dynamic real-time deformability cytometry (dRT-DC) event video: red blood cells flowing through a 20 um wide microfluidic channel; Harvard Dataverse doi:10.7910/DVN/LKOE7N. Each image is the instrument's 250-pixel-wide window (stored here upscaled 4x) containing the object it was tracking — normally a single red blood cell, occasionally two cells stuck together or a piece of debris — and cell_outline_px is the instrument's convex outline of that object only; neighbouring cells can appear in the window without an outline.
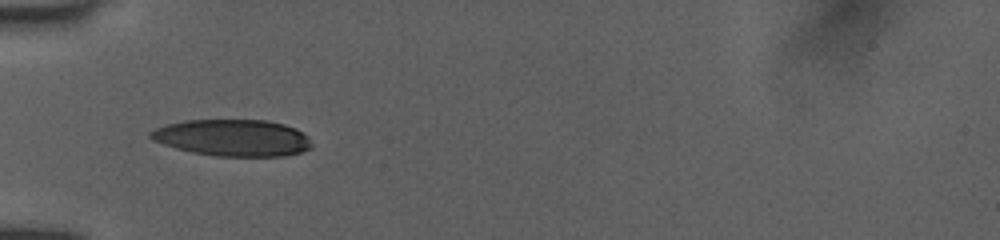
{"species": "human", "species_latin": "Homo sapiens", "temperature_condition": "room temperature", "stored_images_in_passage": 11, "camera_frame_rate_fps": 3000, "um_per_image_px": 0.085, "donor": {"sex": "female"}, "frame": {"image": 1, "passage_image": 1, "time_ms": 0.0, "image_size_px": [1000, 240], "cell_outline_px": [[312, 148], [300, 152], [284, 156], [216, 156], [192, 152], [176, 148], [152, 140], [148, 136], [148, 132], [156, 128], [168, 124], [184, 120], [268, 120], [284, 124], [296, 128], [308, 136], [312, 144]], "centroid_in_image_um": [19.79, 11.71], "position_along_channel_um": 65.2, "area_um2": 34.56}}
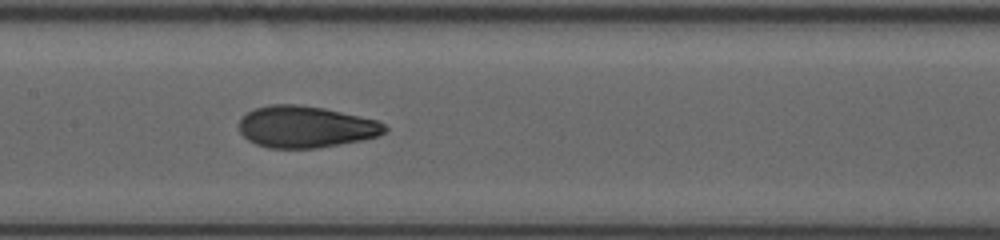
{"frame": {"image": 2, "passage_image": 7, "time_ms": 3.0, "image_size_px": [1000, 240], "cell_outline_px": [[388, 128], [384, 132], [376, 136], [360, 140], [340, 144], [316, 148], [268, 148], [256, 144], [248, 140], [240, 132], [240, 120], [248, 112], [256, 108], [272, 104], [296, 104], [324, 108], [376, 120], [384, 124]], "centroid_in_image_um": [25.96, 10.78], "position_along_channel_um": 181.4, "area_um2": 35.03}}
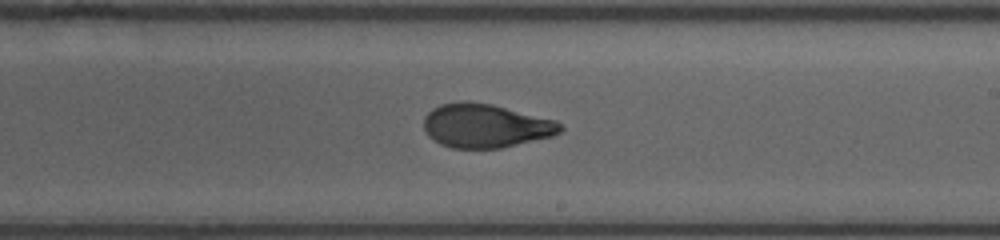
{"frame": {"image": 3, "passage_image": 10, "time_ms": 4.667, "image_size_px": [1000, 240], "cell_outline_px": [[564, 128], [560, 132], [552, 136], [500, 148], [452, 148], [440, 144], [428, 136], [424, 128], [424, 116], [432, 108], [440, 104], [460, 100], [492, 104], [556, 120]], "centroid_in_image_um": [41.24, 10.68], "position_along_channel_um": 247.8, "area_um2": 34.91}}